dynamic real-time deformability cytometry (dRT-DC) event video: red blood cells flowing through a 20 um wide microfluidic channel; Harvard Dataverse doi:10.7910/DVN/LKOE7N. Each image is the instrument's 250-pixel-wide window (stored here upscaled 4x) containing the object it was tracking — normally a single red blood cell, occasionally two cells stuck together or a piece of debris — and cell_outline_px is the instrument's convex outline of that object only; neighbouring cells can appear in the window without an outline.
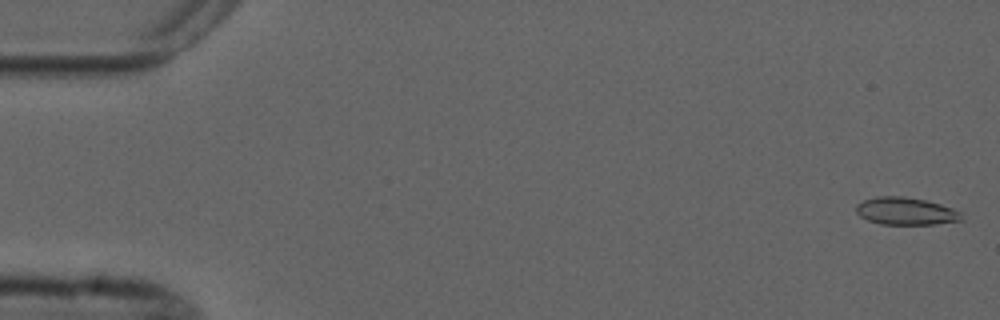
{"species": "common noctule bat (a hibernating species)", "species_latin": "Nyctalus noctula", "temperature_condition": "cold", "stored_images_in_passage": 4, "camera_frame_rate_fps": 3000, "um_per_image_px": 0.085, "animal": {"sex": "male", "forearm_length_mm": 52.5}, "frame": {"image": 1, "passage_image": 1, "time_ms": 0.0, "image_size_px": [1000, 320], "cell_outline_px": [[964, 220], [936, 224], [880, 224], [868, 220], [860, 216], [856, 212], [856, 204], [864, 200], [876, 196], [904, 196], [924, 200], [940, 204], [964, 212]], "centroid_in_image_um": [77.03, 17.95], "position_along_channel_um": 8.0, "area_um2": 17.05}}
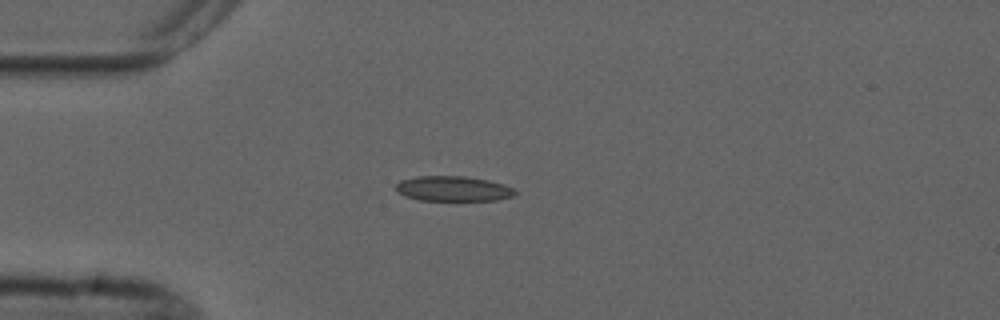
{"frame": {"image": 2, "passage_image": 4, "time_ms": 4.333, "image_size_px": [1000, 320], "cell_outline_px": [[520, 192], [512, 196], [496, 200], [420, 200], [404, 196], [396, 192], [396, 184], [400, 180], [416, 176], [464, 176], [488, 180], [504, 184]], "centroid_in_image_um": [38.5, 16.03], "position_along_channel_um": 46.5, "area_um2": 17.51}}